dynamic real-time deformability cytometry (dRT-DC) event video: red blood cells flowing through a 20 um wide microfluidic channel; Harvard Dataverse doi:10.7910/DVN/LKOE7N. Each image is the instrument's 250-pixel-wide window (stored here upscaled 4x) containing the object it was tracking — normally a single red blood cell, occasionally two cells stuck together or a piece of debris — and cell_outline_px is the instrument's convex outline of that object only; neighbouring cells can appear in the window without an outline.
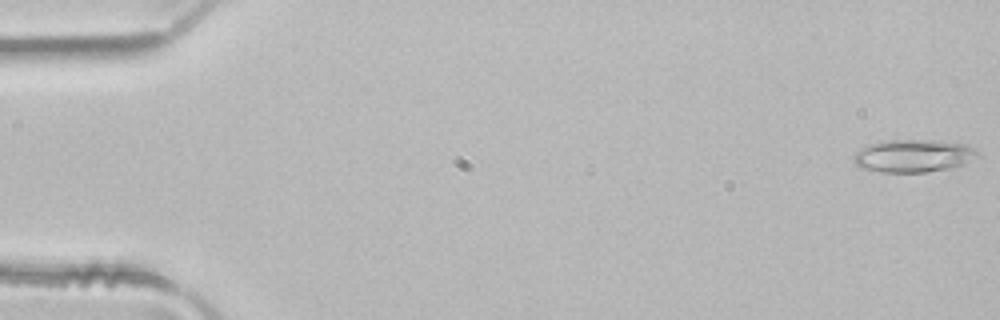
{"species": "common noctule bat (a hibernating species)", "species_latin": "Nyctalus noctula", "temperature_condition": "room temperature", "stored_images_in_passage": 5, "camera_frame_rate_fps": 3000, "um_per_image_px": 0.085, "animal": {"sex": "male", "body_mass_g": 21.5, "forearm_length_mm": 52.0}, "frame": {"image": 1, "passage_image": 1, "time_ms": 0.0, "image_size_px": [1000, 320], "cell_outline_px": [[980, 156], [964, 164], [948, 168], [924, 172], [884, 172], [860, 168], [852, 160], [852, 156], [860, 148], [868, 144], [880, 140], [932, 140], [968, 144], [976, 148], [980, 152]], "centroid_in_image_um": [77.64, 13.23], "position_along_channel_um": 7.4, "area_um2": 23.99}}
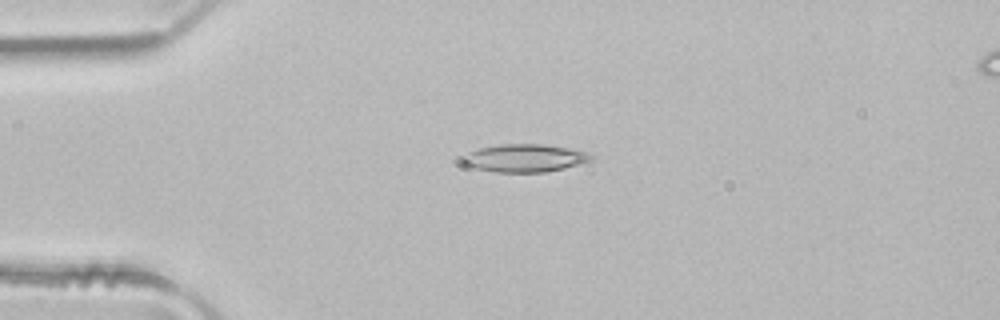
{"frame": {"image": 2, "passage_image": 4, "time_ms": 1.0, "image_size_px": [1000, 320], "cell_outline_px": [[596, 156], [592, 160], [580, 164], [564, 168], [544, 172], [496, 172], [476, 168], [464, 164], [460, 160], [460, 156], [468, 152], [480, 148], [500, 144], [544, 144], [588, 152]], "centroid_in_image_um": [44.59, 13.43], "position_along_channel_um": 40.4, "area_um2": 20.92}}